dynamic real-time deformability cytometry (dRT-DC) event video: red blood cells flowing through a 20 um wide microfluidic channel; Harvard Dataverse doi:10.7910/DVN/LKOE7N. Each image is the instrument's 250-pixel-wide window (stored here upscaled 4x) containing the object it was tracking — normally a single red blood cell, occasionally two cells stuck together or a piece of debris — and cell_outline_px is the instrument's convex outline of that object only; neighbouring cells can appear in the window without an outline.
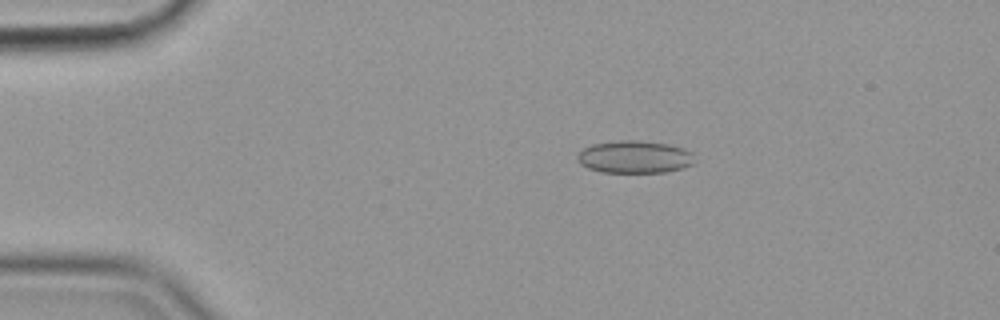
{"species": "common noctule bat (a hibernating species)", "species_latin": "Nyctalus noctula", "temperature_condition": "cold", "stored_images_in_passage": 56, "camera_frame_rate_fps": 3000, "um_per_image_px": 0.085, "animal": {"sex": "female", "body_mass_g": 19.9}, "frame": {"image": 1, "passage_image": 11, "time_ms": 3.333, "image_size_px": [1000, 320], "cell_outline_px": [[692, 164], [668, 172], [600, 172], [588, 168], [580, 164], [576, 160], [576, 156], [584, 148], [592, 144], [620, 140], [640, 140], [668, 144], [684, 148], [692, 152]], "centroid_in_image_um": [53.9, 13.33], "position_along_channel_um": 31.1, "area_um2": 22.2}}
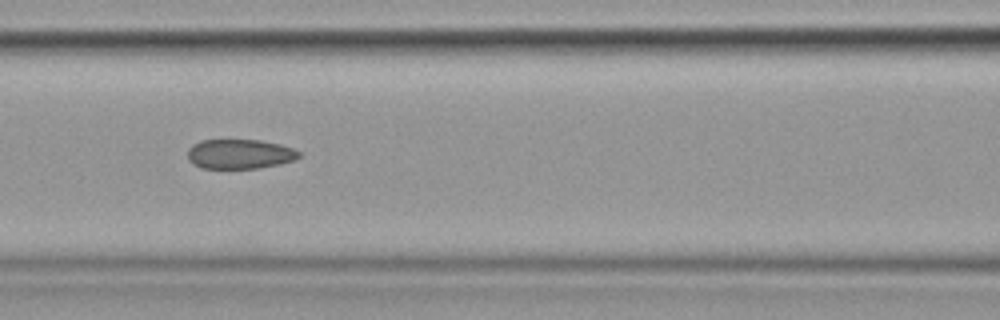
{"frame": {"image": 2, "passage_image": 25, "time_ms": 8.0, "image_size_px": [1000, 320], "cell_outline_px": [[300, 156], [296, 160], [280, 164], [260, 168], [200, 168], [188, 160], [188, 148], [192, 144], [200, 140], [260, 140], [280, 144], [292, 148], [300, 152]], "centroid_in_image_um": [20.38, 13.09], "position_along_channel_um": 146.2, "area_um2": 19.36}}
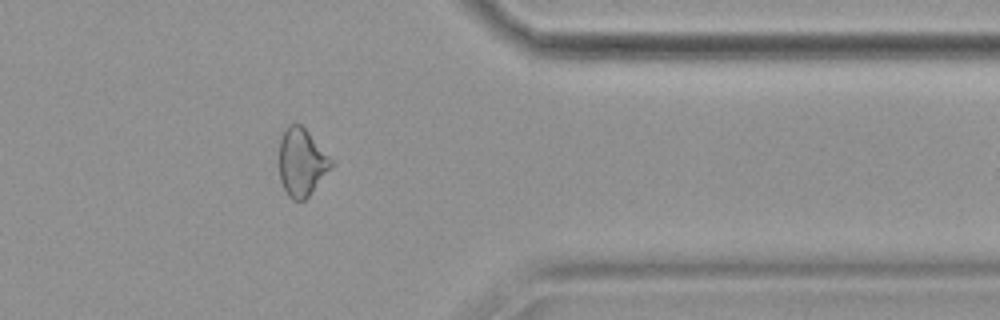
{"frame": {"image": 3, "passage_image": 46, "time_ms": 15.0, "image_size_px": [1000, 320], "cell_outline_px": [[332, 164], [308, 196], [304, 200], [292, 200], [288, 196], [280, 180], [280, 136], [284, 128], [288, 124], [300, 124], [308, 132], [332, 160]], "centroid_in_image_um": [25.59, 13.77], "position_along_channel_um": 385.8, "area_um2": 19.94}, "authors_computed_cell_mechanics": {"area_um2": 21.0681, "velocity_mm_per_s": 3.5927, "shape_relaxation_time_tau1_ms": null, "shape_relaxation_time_tau2_ms": 2.3785, "deformation_change_tau1": null, "deformation_change_tau2": 0.093}}